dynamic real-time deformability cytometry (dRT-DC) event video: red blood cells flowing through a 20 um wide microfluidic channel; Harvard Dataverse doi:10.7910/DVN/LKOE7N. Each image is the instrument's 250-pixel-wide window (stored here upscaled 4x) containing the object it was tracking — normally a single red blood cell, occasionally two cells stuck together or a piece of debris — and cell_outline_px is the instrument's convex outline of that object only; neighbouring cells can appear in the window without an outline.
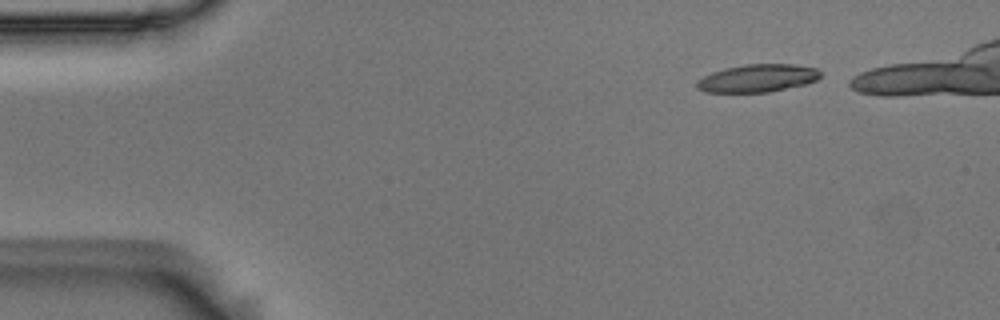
{"species": "Egyptian fruit bat (a non-hibernating species)", "species_latin": "Rousettus aegyptiacus", "temperature_condition": "room temperature", "stored_images_in_passage": 4, "camera_frame_rate_fps": 3000, "um_per_image_px": 0.085, "animal": {"sex": "male"}, "frame": {"image": 1, "passage_image": 1, "time_ms": 0.0, "image_size_px": [1000, 320], "cell_outline_px": [[820, 76], [816, 80], [808, 84], [768, 92], [704, 92], [696, 88], [696, 80], [712, 72], [724, 68], [744, 64], [792, 64], [816, 68], [820, 72]], "centroid_in_image_um": [64.37, 6.65], "position_along_channel_um": 20.6, "area_um2": 20.11}}